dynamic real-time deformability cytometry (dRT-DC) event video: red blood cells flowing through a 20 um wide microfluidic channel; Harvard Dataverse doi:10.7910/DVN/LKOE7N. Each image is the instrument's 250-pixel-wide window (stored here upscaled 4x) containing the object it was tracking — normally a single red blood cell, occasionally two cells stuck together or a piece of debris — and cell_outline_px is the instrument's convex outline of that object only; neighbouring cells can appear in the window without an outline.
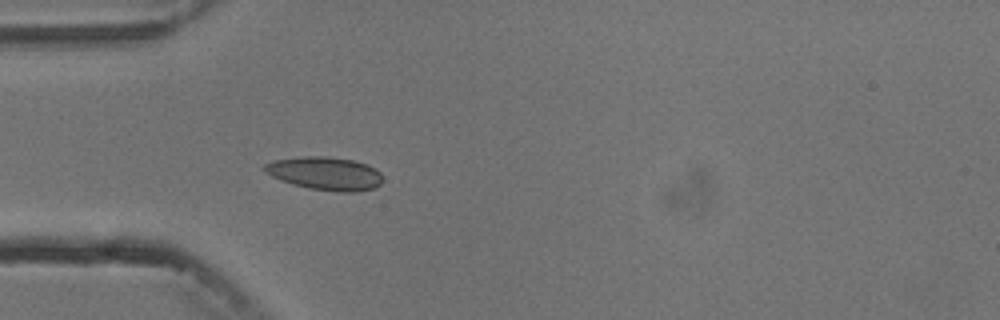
{"species": "common noctule bat (a hibernating species)", "species_latin": "Nyctalus noctula", "temperature_condition": "cold", "stored_images_in_passage": 5, "camera_frame_rate_fps": 3000, "um_per_image_px": 0.085, "animal": {"sex": "male", "body_mass_g": 13.3}, "frame": {"image": 1, "passage_image": 5, "time_ms": 4.667, "image_size_px": [1000, 320], "cell_outline_px": [[380, 184], [376, 188], [356, 192], [336, 192], [308, 188], [292, 184], [280, 180], [264, 172], [260, 168], [264, 164], [272, 160], [300, 156], [328, 156], [352, 160], [368, 164], [376, 168], [380, 172]], "centroid_in_image_um": [27.6, 14.74], "position_along_channel_um": 57.4, "area_um2": 23.24}}